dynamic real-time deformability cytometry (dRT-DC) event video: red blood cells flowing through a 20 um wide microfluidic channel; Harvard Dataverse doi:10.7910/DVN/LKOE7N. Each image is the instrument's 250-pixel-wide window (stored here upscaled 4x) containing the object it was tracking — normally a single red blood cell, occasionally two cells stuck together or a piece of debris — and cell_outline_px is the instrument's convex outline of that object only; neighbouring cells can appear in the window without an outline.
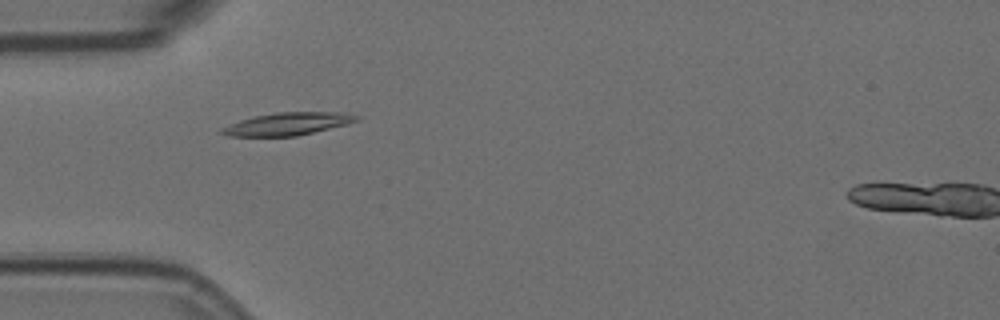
{"species": "Egyptian fruit bat (a non-hibernating species)", "species_latin": "Rousettus aegyptiacus", "temperature_condition": "room temperature", "stored_images_in_passage": 24, "camera_frame_rate_fps": 3000, "um_per_image_px": 0.085, "animal": {"sex": "female"}, "frame": {"image": 1, "passage_image": 3, "time_ms": 0.667, "image_size_px": [1000, 320], "cell_outline_px": [[360, 116], [356, 120], [348, 124], [296, 136], [228, 136], [216, 132], [220, 128], [240, 120], [256, 116], [276, 112], [336, 112]], "centroid_in_image_um": [24.38, 10.54], "position_along_channel_um": 60.6, "area_um2": 17.63}}
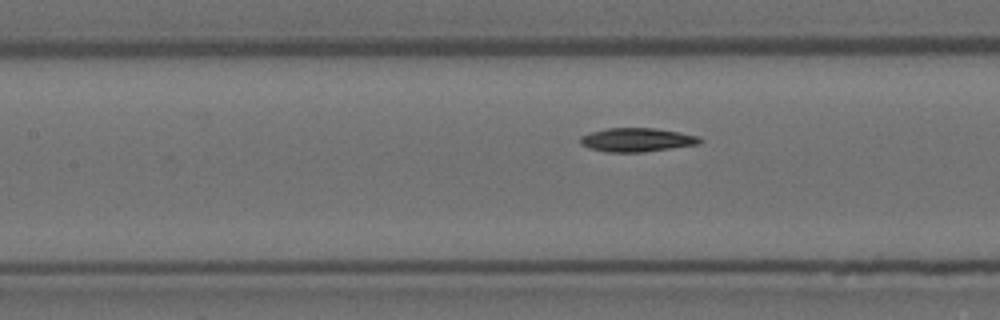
{"frame": {"image": 2, "passage_image": 11, "time_ms": 3.333, "image_size_px": [1000, 320], "cell_outline_px": [[700, 144], [644, 152], [608, 152], [588, 148], [580, 144], [580, 136], [592, 132], [608, 128], [656, 128], [680, 132], [700, 136]], "centroid_in_image_um": [54.14, 11.89], "position_along_channel_um": 153.3, "area_um2": 16.59}}
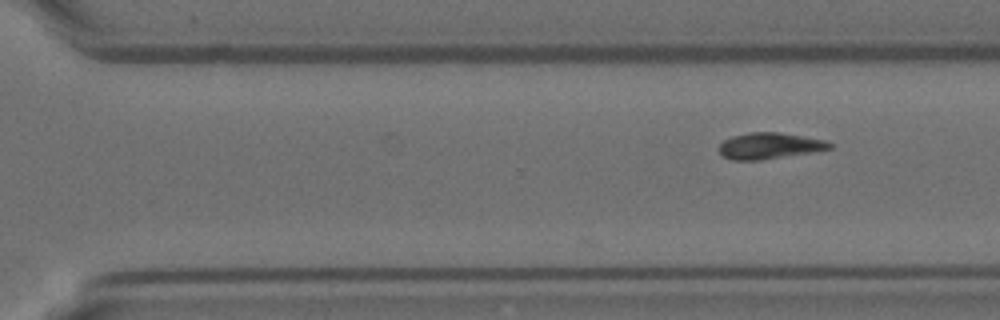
{"frame": {"image": 3, "passage_image": 24, "time_ms": 7.667, "image_size_px": [1000, 320], "cell_outline_px": [[832, 148], [812, 152], [760, 160], [732, 160], [724, 156], [720, 152], [720, 144], [724, 140], [732, 136], [748, 132], [780, 132], [804, 136], [824, 140], [832, 144]], "centroid_in_image_um": [65.4, 12.38], "position_along_channel_um": 305.2, "area_um2": 16.76}}